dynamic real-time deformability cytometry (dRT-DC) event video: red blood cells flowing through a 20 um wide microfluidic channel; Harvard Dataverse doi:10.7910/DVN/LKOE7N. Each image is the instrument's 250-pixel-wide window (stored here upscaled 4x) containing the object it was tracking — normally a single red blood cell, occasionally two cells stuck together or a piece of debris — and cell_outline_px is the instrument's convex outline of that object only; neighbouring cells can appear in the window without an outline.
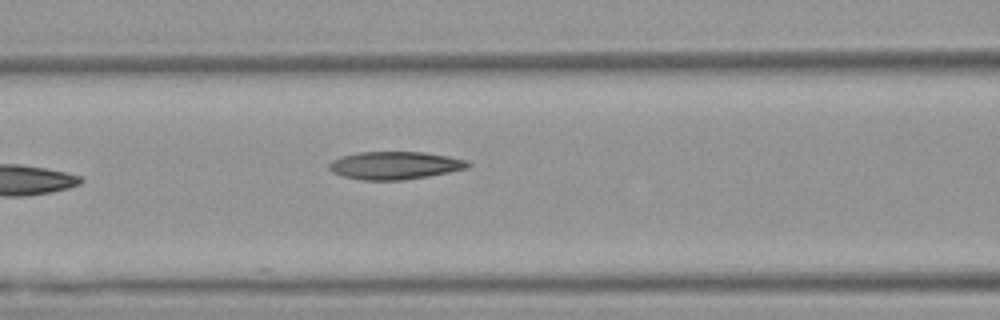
{"species": "Egyptian fruit bat (a non-hibernating species)", "species_latin": "Rousettus aegyptiacus", "temperature_condition": "warm", "stored_images_in_passage": 6, "camera_frame_rate_fps": 3000, "um_per_image_px": 0.085, "animal": {"sex": "female"}, "frame": {"image": 1, "passage_image": 6, "time_ms": 1.667, "image_size_px": [1000, 320], "cell_outline_px": [[472, 164], [468, 168], [428, 176], [404, 180], [360, 180], [340, 176], [332, 172], [328, 168], [328, 164], [332, 160], [340, 156], [360, 152], [424, 152], [448, 156], [468, 160]], "centroid_in_image_um": [33.54, 14.06], "position_along_channel_um": 133.1, "area_um2": 22.72}}